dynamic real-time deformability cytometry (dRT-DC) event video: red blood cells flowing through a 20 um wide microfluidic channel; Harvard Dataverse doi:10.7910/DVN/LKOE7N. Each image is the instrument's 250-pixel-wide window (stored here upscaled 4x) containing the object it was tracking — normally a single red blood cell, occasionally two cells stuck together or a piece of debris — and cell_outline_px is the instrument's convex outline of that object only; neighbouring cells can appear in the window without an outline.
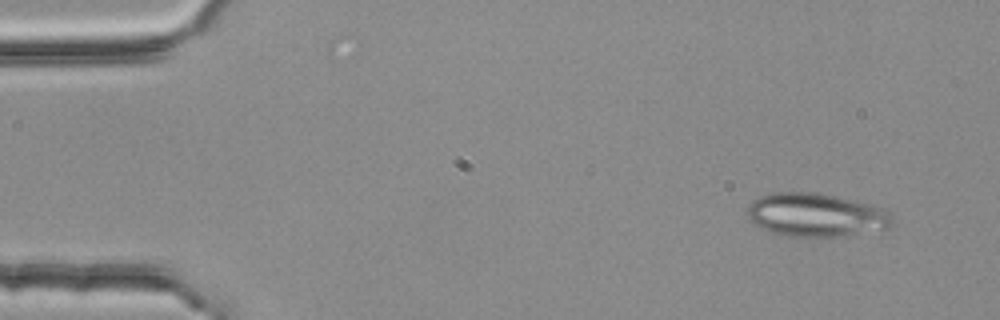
{"species": "common noctule bat (a hibernating species)", "species_latin": "Nyctalus noctula", "temperature_condition": "room temperature", "stored_images_in_passage": 4, "camera_frame_rate_fps": 3000, "um_per_image_px": 0.085, "animal": {"sex": "female", "body_mass_g": 25.1}, "frame": {"image": 1, "passage_image": 1, "time_ms": 0.0, "image_size_px": [1000, 320], "cell_outline_px": [[896, 224], [892, 228], [836, 236], [788, 236], [772, 232], [760, 228], [748, 220], [748, 204], [752, 200], [760, 196], [772, 192], [812, 192], [836, 196], [884, 208], [888, 212]], "centroid_in_image_um": [69.34, 18.26], "position_along_channel_um": 15.7, "area_um2": 36.7}}